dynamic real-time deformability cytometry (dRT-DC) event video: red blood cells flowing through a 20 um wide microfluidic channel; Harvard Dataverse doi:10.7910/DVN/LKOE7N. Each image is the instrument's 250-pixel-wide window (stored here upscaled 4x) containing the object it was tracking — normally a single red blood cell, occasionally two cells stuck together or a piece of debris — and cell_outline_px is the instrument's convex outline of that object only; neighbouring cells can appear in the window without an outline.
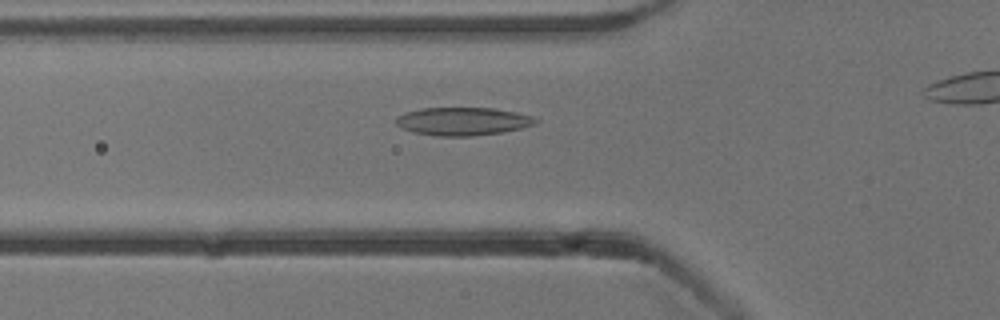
{"species": "common noctule bat (a hibernating species)", "species_latin": "Nyctalus noctula", "temperature_condition": "cold", "stored_images_in_passage": 38, "camera_frame_rate_fps": 3000, "um_per_image_px": 0.085, "animal": {"sex": "male", "body_mass_g": 13.3}, "frame": {"image": 1, "passage_image": 13, "time_ms": 4.0, "image_size_px": [1000, 320], "cell_outline_px": [[540, 120], [536, 124], [524, 128], [504, 132], [472, 136], [436, 136], [412, 132], [400, 128], [396, 124], [396, 116], [404, 112], [420, 108], [492, 108], [532, 116]], "centroid_in_image_um": [39.31, 10.32], "position_along_channel_um": 86.5, "area_um2": 23.06}}
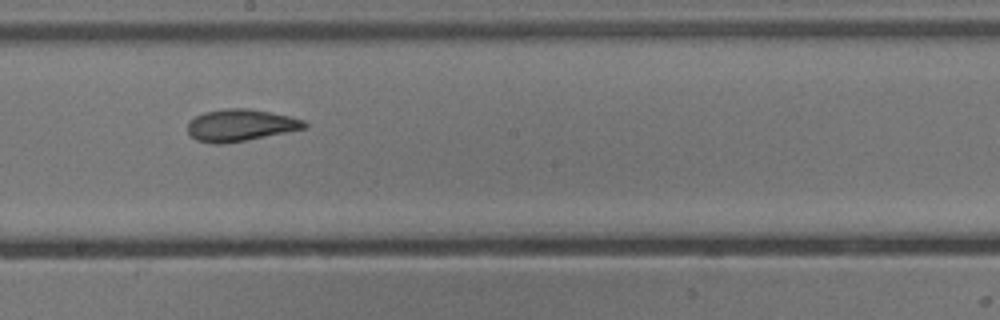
{"frame": {"image": 2, "passage_image": 24, "time_ms": 7.667, "image_size_px": [1000, 320], "cell_outline_px": [[308, 128], [224, 144], [212, 144], [196, 140], [188, 132], [188, 120], [204, 112], [224, 108], [248, 108], [272, 112], [292, 116], [304, 120], [308, 124]], "centroid_in_image_um": [20.46, 10.63], "position_along_channel_um": 227.7, "area_um2": 21.96}}
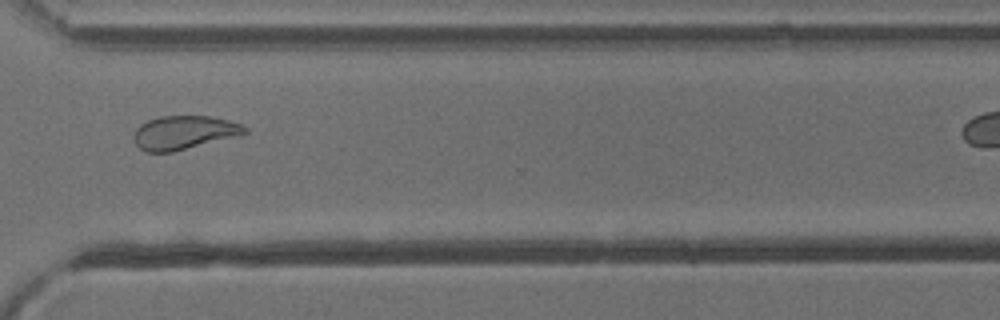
{"frame": {"image": 3, "passage_image": 34, "time_ms": 11.0, "image_size_px": [1000, 320], "cell_outline_px": [[248, 132], [172, 152], [144, 152], [136, 144], [132, 136], [136, 128], [140, 124], [148, 120], [160, 116], [208, 116], [228, 120], [240, 124], [248, 128]], "centroid_in_image_um": [15.56, 11.26], "position_along_channel_um": 355.0, "area_um2": 21.44}}